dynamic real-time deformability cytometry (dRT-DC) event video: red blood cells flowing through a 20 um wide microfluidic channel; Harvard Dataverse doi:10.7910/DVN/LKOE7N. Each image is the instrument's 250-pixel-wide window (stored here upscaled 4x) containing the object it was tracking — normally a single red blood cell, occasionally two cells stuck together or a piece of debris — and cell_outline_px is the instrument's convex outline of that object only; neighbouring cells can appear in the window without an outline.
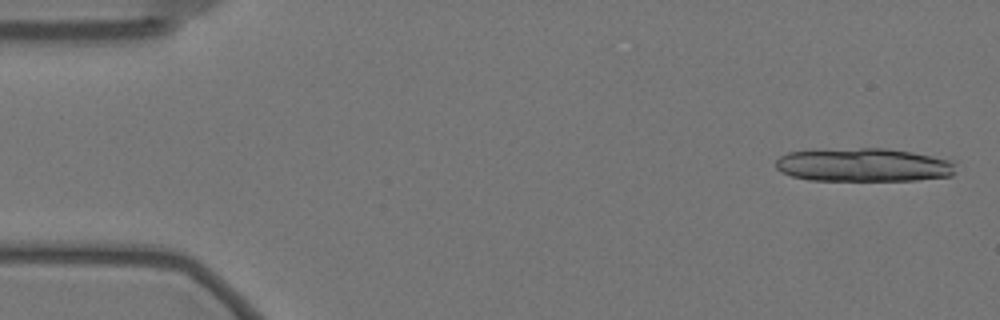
{"species": "Egyptian fruit bat (a non-hibernating species)", "species_latin": "Rousettus aegyptiacus", "temperature_condition": "warm", "stored_images_in_passage": 15, "camera_frame_rate_fps": 3000, "um_per_image_px": 0.085, "animal": {"sex": "female"}, "frame": {"image": 1, "passage_image": 2, "time_ms": 0.333, "image_size_px": [1000, 320], "cell_outline_px": [[956, 160], [952, 176], [916, 180], [808, 180], [792, 176], [780, 172], [776, 168], [776, 160], [780, 156], [788, 152], [860, 148], [884, 148], [912, 152]], "centroid_in_image_um": [73.43, 14.02], "position_along_channel_um": 11.6, "area_um2": 35.08}}